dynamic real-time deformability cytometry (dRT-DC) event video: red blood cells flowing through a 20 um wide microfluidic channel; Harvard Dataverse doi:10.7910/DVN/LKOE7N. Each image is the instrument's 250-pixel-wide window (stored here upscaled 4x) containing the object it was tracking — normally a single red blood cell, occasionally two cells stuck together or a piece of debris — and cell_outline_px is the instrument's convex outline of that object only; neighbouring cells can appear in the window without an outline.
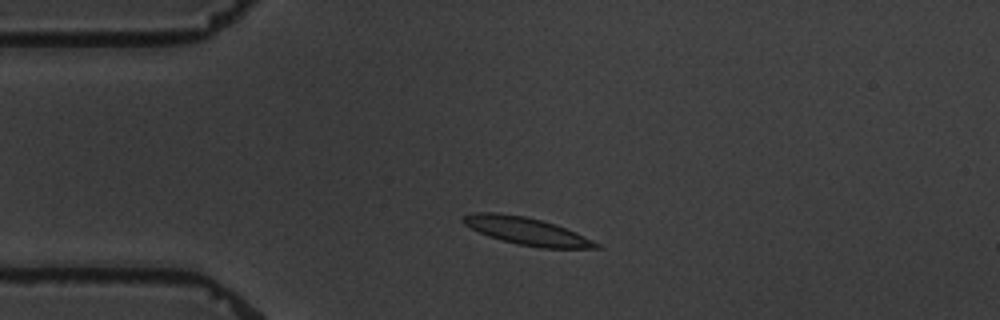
{"species": "common noctule bat (a hibernating species)", "species_latin": "Nyctalus noctula", "temperature_condition": "warm", "stored_images_in_passage": 4, "camera_frame_rate_fps": 3000, "um_per_image_px": 0.085, "animal": {"sex": "male", "body_mass_g": 19.5, "forearm_length_mm": 54.6}, "frame": {"image": 1, "passage_image": 3, "time_ms": 2.333, "image_size_px": [1000, 320], "cell_outline_px": [[604, 248], [540, 248], [516, 244], [500, 240], [488, 236], [464, 224], [460, 220], [464, 216], [472, 212], [496, 212], [524, 216], [556, 224], [576, 232], [600, 244]], "centroid_in_image_um": [44.77, 19.64], "position_along_channel_um": 40.2, "area_um2": 21.33}}